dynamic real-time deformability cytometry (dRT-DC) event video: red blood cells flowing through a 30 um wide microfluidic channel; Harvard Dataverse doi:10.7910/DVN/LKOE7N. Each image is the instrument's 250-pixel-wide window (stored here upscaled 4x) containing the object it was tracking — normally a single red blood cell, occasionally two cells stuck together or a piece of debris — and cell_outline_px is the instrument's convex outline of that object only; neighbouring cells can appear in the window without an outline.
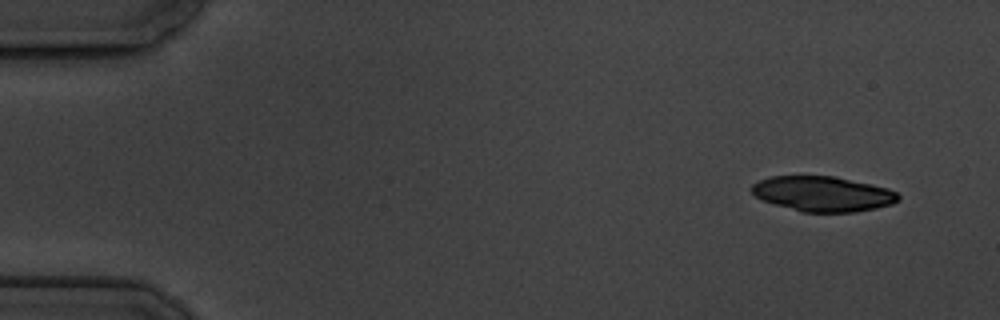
{"species": "common noctule bat (a hibernating species)", "species_latin": "Nyctalus noctula", "temperature_condition": "cold", "stored_images_in_passage": 8, "camera_frame_rate_fps": 3000, "um_per_image_px": 0.085, "animal": {"sex": "male", "body_mass_g": 19.5, "forearm_length_mm": 54.6}, "frame": {"image": 1, "passage_image": 1, "time_ms": 0.0, "image_size_px": [1000, 320], "cell_outline_px": [[900, 200], [892, 204], [876, 208], [856, 212], [804, 212], [760, 200], [752, 192], [752, 184], [760, 180], [772, 176], [836, 176], [872, 184], [888, 188], [896, 192], [900, 196]], "centroid_in_image_um": [69.97, 16.47], "position_along_channel_um": 15.0, "area_um2": 30.06}}